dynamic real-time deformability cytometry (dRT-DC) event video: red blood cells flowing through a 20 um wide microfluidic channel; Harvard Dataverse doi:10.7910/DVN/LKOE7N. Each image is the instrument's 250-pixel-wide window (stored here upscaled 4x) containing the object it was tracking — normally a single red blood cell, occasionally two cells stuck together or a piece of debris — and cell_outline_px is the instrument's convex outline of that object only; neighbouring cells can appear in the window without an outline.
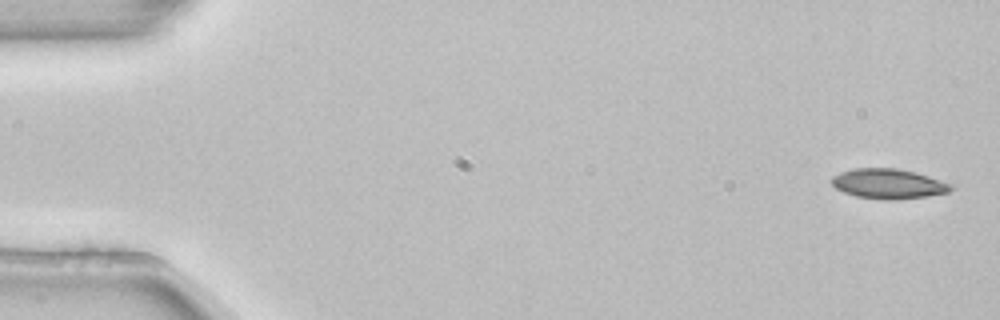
{"species": "common noctule bat (a hibernating species)", "species_latin": "Nyctalus noctula", "temperature_condition": "room temperature", "stored_images_in_passage": 5, "camera_frame_rate_fps": 3000, "um_per_image_px": 0.085, "animal": {"sex": "female", "body_mass_g": 22.7, "forearm_length_mm": 54.2}, "frame": {"image": 1, "passage_image": 1, "time_ms": 0.0, "image_size_px": [1000, 320], "cell_outline_px": [[952, 188], [948, 192], [928, 196], [896, 200], [884, 200], [856, 196], [844, 192], [836, 188], [832, 184], [832, 176], [840, 172], [852, 168], [896, 168], [916, 172], [952, 184]], "centroid_in_image_um": [75.5, 15.62], "position_along_channel_um": 9.5, "area_um2": 20.81}}
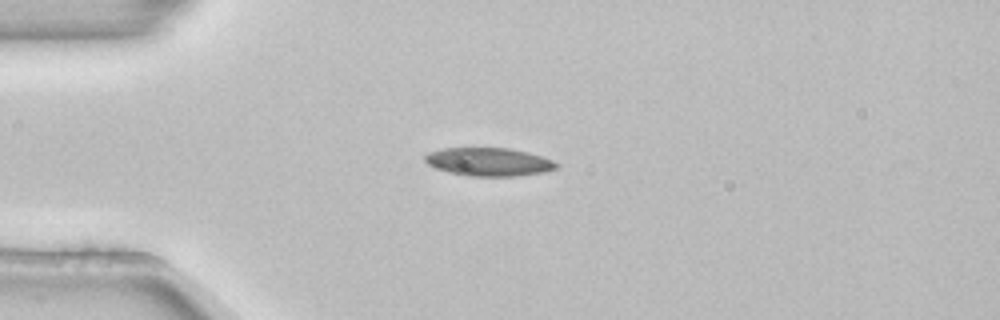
{"frame": {"image": 2, "passage_image": 3, "time_ms": 0.667, "image_size_px": [1000, 320], "cell_outline_px": [[560, 164], [556, 168], [544, 172], [516, 176], [468, 176], [448, 172], [436, 168], [428, 164], [424, 160], [424, 156], [428, 152], [444, 148], [508, 148], [528, 152], [544, 156]], "centroid_in_image_um": [41.56, 13.75], "position_along_channel_um": 43.4, "area_um2": 21.73}}